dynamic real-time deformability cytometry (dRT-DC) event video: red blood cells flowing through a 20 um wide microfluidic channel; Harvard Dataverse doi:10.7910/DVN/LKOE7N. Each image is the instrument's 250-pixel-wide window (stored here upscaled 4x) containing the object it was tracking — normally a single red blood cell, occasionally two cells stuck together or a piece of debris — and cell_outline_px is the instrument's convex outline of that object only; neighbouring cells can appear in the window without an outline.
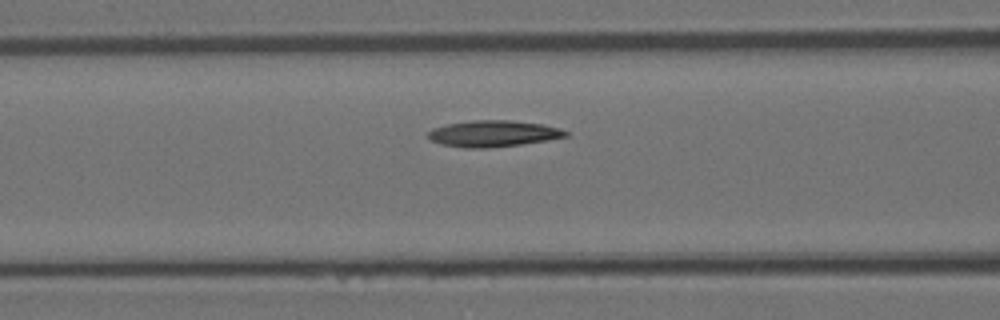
{"species": "Egyptian fruit bat (a non-hibernating species)", "species_latin": "Rousettus aegyptiacus", "temperature_condition": "room temperature", "stored_images_in_passage": 23, "camera_frame_rate_fps": 3000, "um_per_image_px": 0.085, "animal": {"sex": "female"}, "frame": {"image": 1, "passage_image": 5, "time_ms": 1.333, "image_size_px": [1000, 320], "cell_outline_px": [[568, 136], [548, 140], [520, 144], [488, 148], [464, 148], [444, 144], [432, 140], [428, 136], [428, 132], [432, 128], [448, 124], [472, 120], [508, 120], [544, 124], [560, 128], [568, 132]], "centroid_in_image_um": [41.96, 11.35], "position_along_channel_um": 124.6, "area_um2": 20.98}}
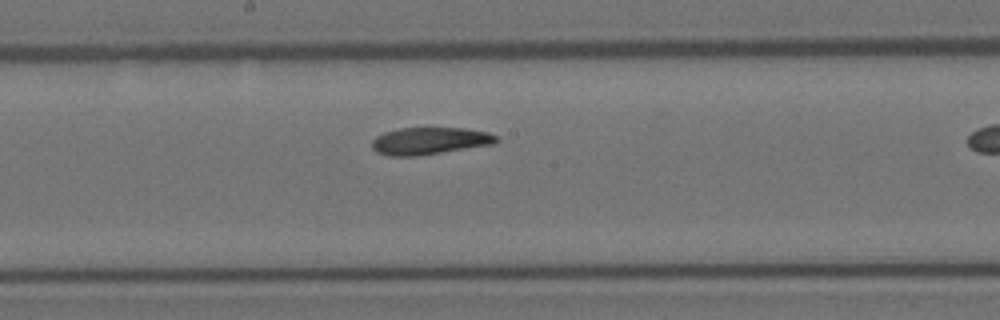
{"frame": {"image": 2, "passage_image": 12, "time_ms": 3.667, "image_size_px": [1000, 320], "cell_outline_px": [[500, 140], [492, 144], [416, 156], [388, 156], [376, 152], [372, 148], [372, 140], [376, 136], [384, 132], [400, 128], [464, 128], [488, 132], [496, 136]], "centroid_in_image_um": [36.48, 11.97], "position_along_channel_um": 211.7, "area_um2": 19.59}}
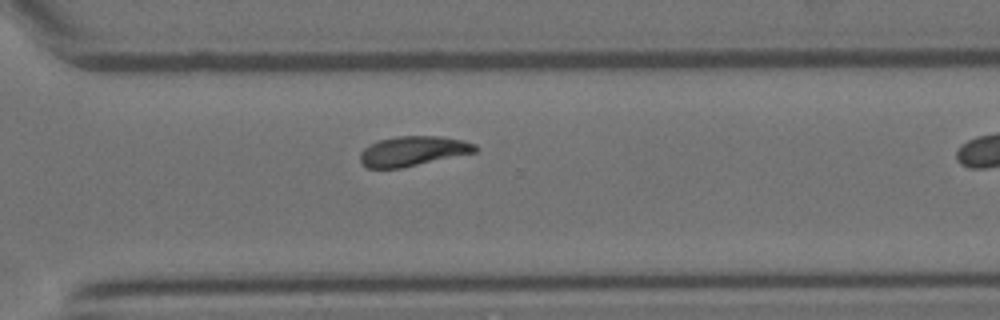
{"frame": {"image": 3, "passage_image": 22, "time_ms": 7.0, "image_size_px": [1000, 320], "cell_outline_px": [[480, 148], [476, 152], [400, 168], [368, 168], [360, 160], [360, 152], [364, 148], [380, 140], [396, 136], [440, 136], [464, 140], [476, 144]], "centroid_in_image_um": [35.14, 12.83], "position_along_channel_um": 335.5, "area_um2": 19.88}}